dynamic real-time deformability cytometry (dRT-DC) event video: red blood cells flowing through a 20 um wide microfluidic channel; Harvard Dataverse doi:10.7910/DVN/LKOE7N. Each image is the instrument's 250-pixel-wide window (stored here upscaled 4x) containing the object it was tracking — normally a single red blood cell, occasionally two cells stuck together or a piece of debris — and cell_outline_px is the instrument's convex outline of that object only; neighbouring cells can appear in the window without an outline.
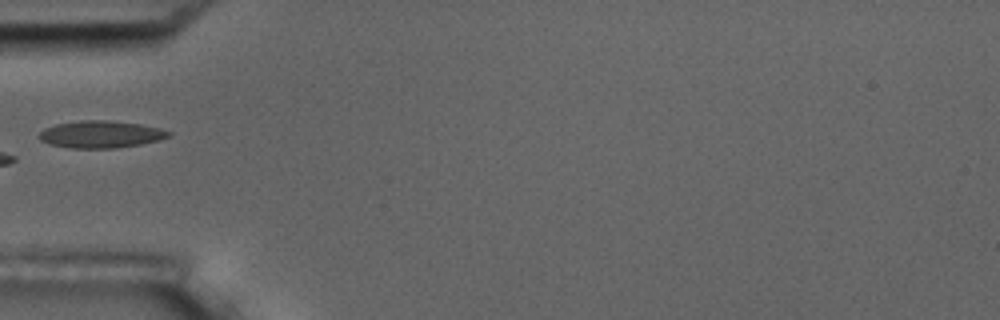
{"species": "common noctule bat (a hibernating species)", "species_latin": "Nyctalus noctula", "temperature_condition": "room temperature", "stored_images_in_passage": 6, "camera_frame_rate_fps": 3000, "um_per_image_px": 0.085, "animal": {"sex": "male", "body_mass_g": 17.5, "forearm_length_mm": 52.3}, "frame": {"image": 1, "passage_image": 6, "time_ms": 1.667, "image_size_px": [1000, 320], "cell_outline_px": [[172, 132], [168, 136], [160, 140], [140, 144], [116, 148], [72, 148], [48, 144], [40, 140], [36, 136], [44, 128], [56, 124], [80, 120], [108, 120], [140, 124], [160, 128]], "centroid_in_image_um": [8.53, 11.41], "position_along_channel_um": 76.5, "area_um2": 20.58}}